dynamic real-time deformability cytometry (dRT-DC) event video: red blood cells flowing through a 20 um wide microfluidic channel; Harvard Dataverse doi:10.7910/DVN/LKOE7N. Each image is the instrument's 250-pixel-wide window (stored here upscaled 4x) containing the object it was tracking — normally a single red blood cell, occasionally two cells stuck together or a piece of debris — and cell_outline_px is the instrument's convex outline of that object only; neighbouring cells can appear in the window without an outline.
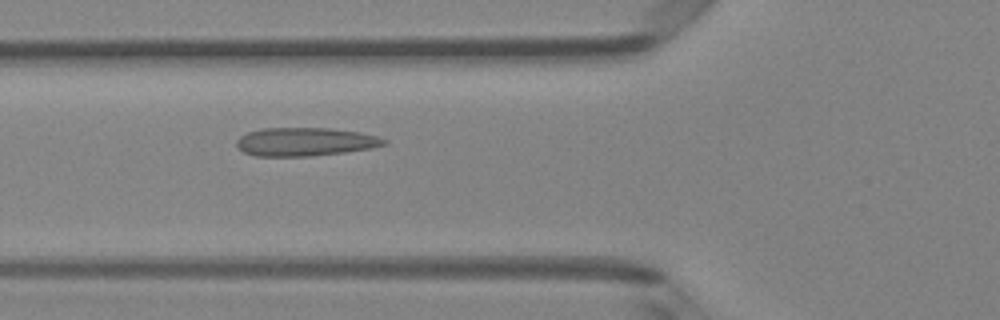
{"species": "Egyptian fruit bat (a non-hibernating species)", "species_latin": "Rousettus aegyptiacus", "temperature_condition": "room temperature", "stored_images_in_passage": 2, "camera_frame_rate_fps": 3000, "um_per_image_px": 0.085, "animal": {"sex": "female"}, "frame": {"image": 1, "passage_image": 2, "time_ms": 0.333, "image_size_px": [1000, 320], "cell_outline_px": [[388, 144], [372, 148], [344, 152], [312, 156], [256, 156], [244, 152], [236, 144], [236, 140], [240, 136], [248, 132], [264, 128], [328, 128], [360, 132], [376, 136], [388, 140]], "centroid_in_image_um": [25.96, 12.05], "position_along_channel_um": 99.8, "area_um2": 24.39}}